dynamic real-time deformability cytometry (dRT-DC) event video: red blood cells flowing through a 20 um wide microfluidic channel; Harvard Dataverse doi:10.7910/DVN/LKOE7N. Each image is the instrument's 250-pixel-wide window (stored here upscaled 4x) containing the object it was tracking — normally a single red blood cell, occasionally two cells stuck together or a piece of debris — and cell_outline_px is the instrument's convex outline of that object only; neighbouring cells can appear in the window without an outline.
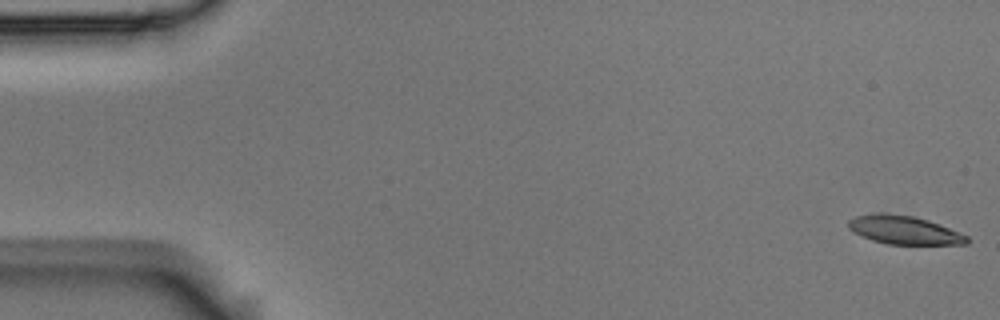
{"species": "Egyptian fruit bat (a non-hibernating species)", "species_latin": "Rousettus aegyptiacus", "temperature_condition": "room temperature", "stored_images_in_passage": 5, "camera_frame_rate_fps": 3000, "um_per_image_px": 0.085, "animal": {"sex": "male"}, "frame": {"image": 1, "passage_image": 1, "time_ms": 0.0, "image_size_px": [1000, 320], "cell_outline_px": [[968, 244], [888, 244], [872, 240], [852, 232], [848, 228], [848, 220], [856, 216], [880, 212], [884, 212], [912, 216], [928, 220], [940, 224], [960, 232], [968, 236]], "centroid_in_image_um": [76.84, 19.54], "position_along_channel_um": 8.2, "area_um2": 19.71}}
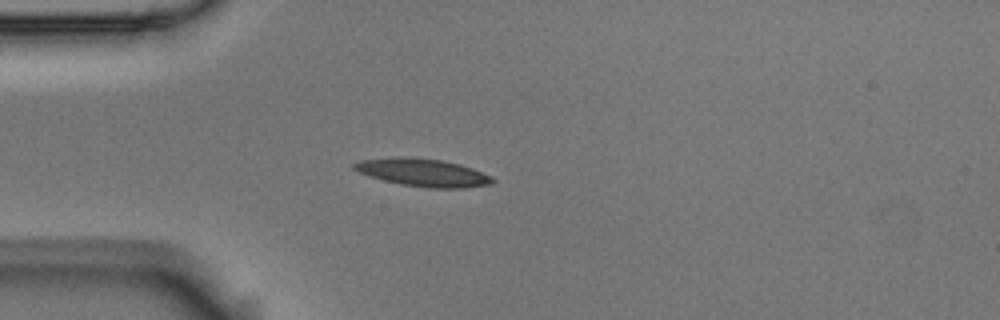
{"frame": {"image": 2, "passage_image": 5, "time_ms": 1.333, "image_size_px": [1000, 320], "cell_outline_px": [[496, 180], [492, 184], [464, 188], [428, 188], [400, 184], [384, 180], [360, 172], [352, 168], [352, 164], [360, 160], [400, 156], [404, 156], [440, 160], [460, 164], [472, 168], [492, 176]], "centroid_in_image_um": [35.98, 14.67], "position_along_channel_um": 49.0, "area_um2": 22.37}}